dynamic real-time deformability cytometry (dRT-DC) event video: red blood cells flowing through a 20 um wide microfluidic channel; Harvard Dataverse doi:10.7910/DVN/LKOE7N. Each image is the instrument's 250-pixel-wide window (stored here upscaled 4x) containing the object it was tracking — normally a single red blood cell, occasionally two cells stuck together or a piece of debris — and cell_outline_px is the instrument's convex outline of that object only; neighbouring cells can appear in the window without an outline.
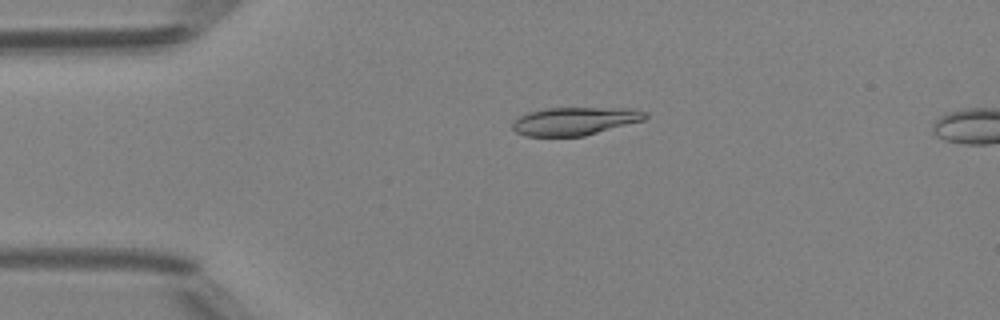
{"species": "Egyptian fruit bat (a non-hibernating species)", "species_latin": "Rousettus aegyptiacus", "temperature_condition": "room temperature", "stored_images_in_passage": 49, "camera_frame_rate_fps": 3000, "um_per_image_px": 0.085, "animal": {"sex": "female"}, "frame": {"image": 1, "passage_image": 11, "time_ms": 3.333, "image_size_px": [1000, 320], "cell_outline_px": [[648, 116], [644, 120], [584, 136], [524, 136], [516, 132], [512, 128], [512, 124], [520, 116], [528, 112], [548, 108], [632, 108], [648, 112]], "centroid_in_image_um": [48.89, 10.29], "position_along_channel_um": 36.1, "area_um2": 21.68}}
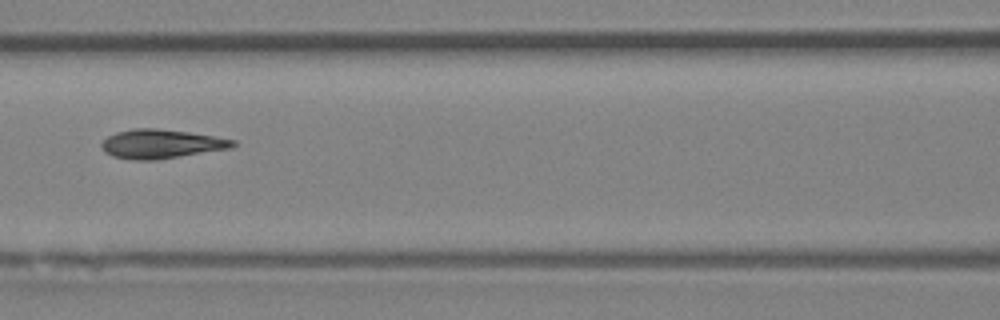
{"frame": {"image": 2, "passage_image": 22, "time_ms": 7.0, "image_size_px": [1000, 320], "cell_outline_px": [[236, 144], [232, 148], [152, 160], [136, 160], [112, 156], [104, 152], [100, 144], [108, 136], [116, 132], [136, 128], [156, 128], [188, 132], [236, 140]], "centroid_in_image_um": [13.68, 12.23], "position_along_channel_um": 152.9, "area_um2": 21.96}}
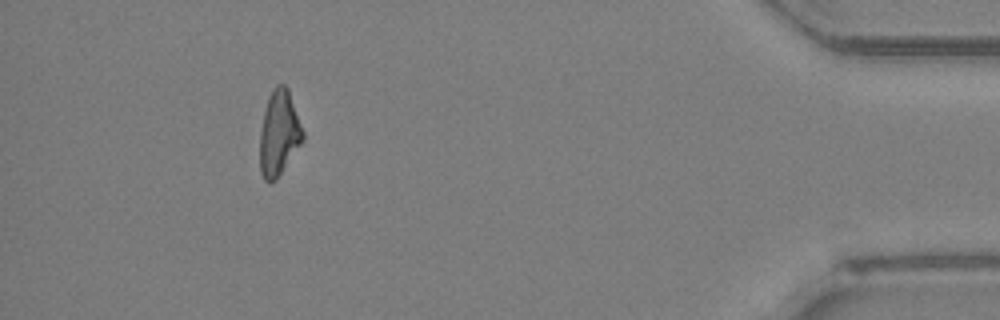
{"frame": {"image": 3, "passage_image": 45, "time_ms": 14.667, "image_size_px": [1000, 320], "cell_outline_px": [[304, 140], [276, 180], [264, 180], [260, 172], [260, 132], [264, 112], [268, 96], [272, 88], [276, 84], [284, 84], [288, 88], [304, 132]], "centroid_in_image_um": [23.72, 11.3], "position_along_channel_um": 411.5, "area_um2": 21.33}, "authors_computed_cell_mechanics": {"area_um2": 22.0796, "velocity_mm_per_s": 4.1781, "shape_relaxation_time_tau1_ms": 9.9974, "shape_relaxation_time_tau2_ms": 1.9952, "deformation_change_tau1": 0.254, "deformation_change_tau2": 0.0596}}